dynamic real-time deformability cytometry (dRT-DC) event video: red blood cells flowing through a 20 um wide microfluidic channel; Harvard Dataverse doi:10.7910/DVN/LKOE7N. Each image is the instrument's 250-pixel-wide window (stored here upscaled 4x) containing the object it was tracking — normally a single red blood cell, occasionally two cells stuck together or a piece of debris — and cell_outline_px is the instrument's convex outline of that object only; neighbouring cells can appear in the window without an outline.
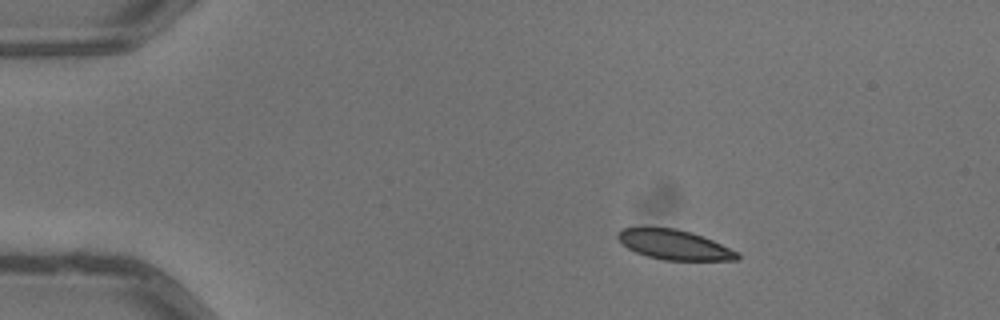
{"species": "common noctule bat (a hibernating species)", "species_latin": "Nyctalus noctula", "temperature_condition": "warm", "stored_images_in_passage": 5, "segment_of_instrument_passage": [1, 2], "camera_frame_rate_fps": 3000, "um_per_image_px": 0.085, "animal": {"sex": "male", "body_mass_g": 13.3}, "frame": {"image": 1, "passage_image": 2, "time_ms": 0.333, "image_size_px": [1000, 320], "cell_outline_px": [[740, 260], [664, 260], [648, 256], [636, 252], [628, 248], [616, 236], [616, 232], [620, 228], [676, 228], [692, 232], [704, 236], [740, 252]], "centroid_in_image_um": [57.36, 20.8], "position_along_channel_um": 27.6, "area_um2": 20.81}}